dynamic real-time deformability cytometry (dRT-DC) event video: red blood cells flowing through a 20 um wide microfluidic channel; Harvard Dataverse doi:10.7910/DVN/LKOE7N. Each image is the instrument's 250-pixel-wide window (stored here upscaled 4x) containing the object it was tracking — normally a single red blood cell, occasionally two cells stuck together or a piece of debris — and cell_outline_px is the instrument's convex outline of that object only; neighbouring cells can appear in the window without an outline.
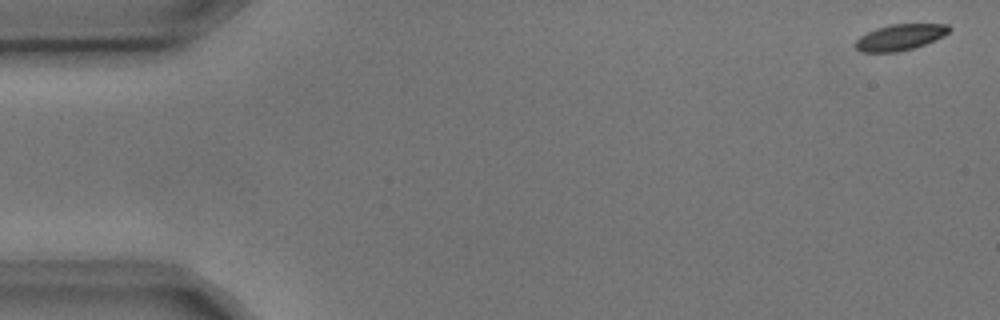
{"species": "common noctule bat (a hibernating species)", "species_latin": "Nyctalus noctula", "temperature_condition": "cold", "stored_images_in_passage": 5, "camera_frame_rate_fps": 3000, "um_per_image_px": 0.085, "animal": {"sex": "male", "body_mass_g": 17.9, "forearm_length_mm": 54.2}, "frame": {"image": 1, "passage_image": 1, "time_ms": 0.0, "image_size_px": [1000, 320], "cell_outline_px": [[952, 28], [944, 36], [924, 44], [912, 48], [896, 52], [860, 52], [856, 48], [856, 40], [860, 36], [876, 28], [892, 24], [948, 24]], "centroid_in_image_um": [76.51, 3.16], "position_along_channel_um": 8.5, "area_um2": 14.1}}
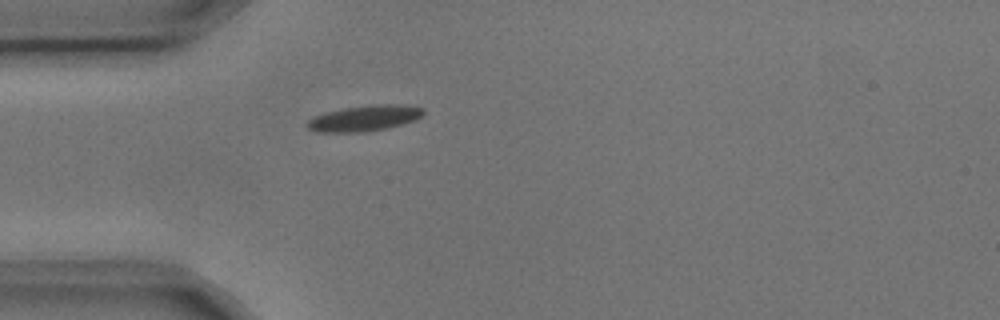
{"frame": {"image": 2, "passage_image": 5, "time_ms": 1.333, "image_size_px": [1000, 320], "cell_outline_px": [[424, 112], [416, 120], [384, 128], [364, 132], [316, 132], [308, 128], [308, 120], [324, 112], [344, 108], [372, 104], [396, 104], [424, 108]], "centroid_in_image_um": [30.96, 10.04], "position_along_channel_um": 54.0, "area_um2": 17.22}}